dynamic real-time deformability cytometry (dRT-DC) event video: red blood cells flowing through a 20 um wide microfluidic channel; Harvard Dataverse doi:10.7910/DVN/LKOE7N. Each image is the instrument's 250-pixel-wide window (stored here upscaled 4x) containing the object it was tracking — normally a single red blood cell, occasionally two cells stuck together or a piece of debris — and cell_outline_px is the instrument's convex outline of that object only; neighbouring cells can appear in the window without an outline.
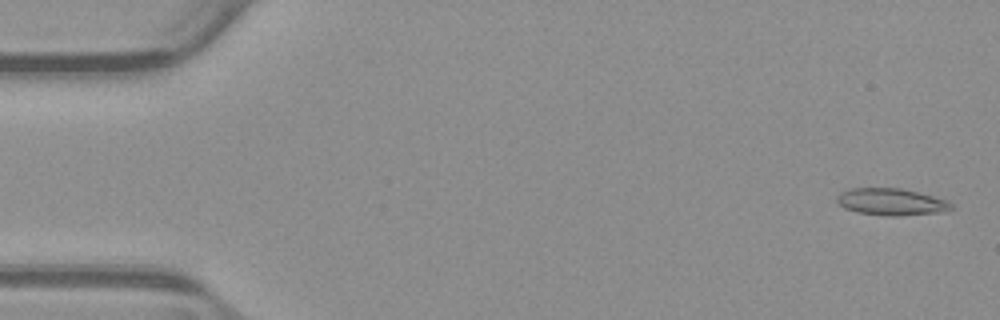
{"species": "common noctule bat (a hibernating species)", "species_latin": "Nyctalus noctula", "temperature_condition": "warm", "stored_images_in_passage": 13, "camera_frame_rate_fps": 3000, "um_per_image_px": 0.085, "animal": {"sex": "male", "body_mass_g": 23.1, "forearm_length_mm": 52.7}, "frame": {"image": 1, "passage_image": 2, "time_ms": 0.333, "image_size_px": [1000, 320], "cell_outline_px": [[952, 208], [932, 212], [860, 212], [848, 208], [840, 204], [836, 200], [844, 192], [856, 188], [896, 188], [916, 192], [944, 200], [952, 204]], "centroid_in_image_um": [75.71, 17.08], "position_along_channel_um": 9.3, "area_um2": 15.66}}